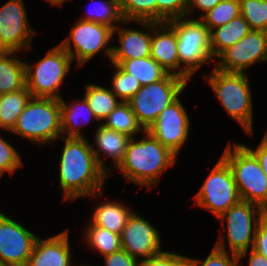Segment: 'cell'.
Instances as JSON below:
<instances>
[{
  "instance_id": "cell-1",
  "label": "cell",
  "mask_w": 267,
  "mask_h": 266,
  "mask_svg": "<svg viewBox=\"0 0 267 266\" xmlns=\"http://www.w3.org/2000/svg\"><path fill=\"white\" fill-rule=\"evenodd\" d=\"M64 140L59 161V184L64 200L100 196L109 176L98 164L90 142L84 137H61Z\"/></svg>"
},
{
  "instance_id": "cell-2",
  "label": "cell",
  "mask_w": 267,
  "mask_h": 266,
  "mask_svg": "<svg viewBox=\"0 0 267 266\" xmlns=\"http://www.w3.org/2000/svg\"><path fill=\"white\" fill-rule=\"evenodd\" d=\"M145 137L135 141L132 137L128 143L122 162L118 170L123 177L141 187L156 186L160 174L173 166L177 155L163 146L147 130Z\"/></svg>"
},
{
  "instance_id": "cell-3",
  "label": "cell",
  "mask_w": 267,
  "mask_h": 266,
  "mask_svg": "<svg viewBox=\"0 0 267 266\" xmlns=\"http://www.w3.org/2000/svg\"><path fill=\"white\" fill-rule=\"evenodd\" d=\"M247 73H228L214 68L205 79L221 105L246 133L253 134V104Z\"/></svg>"
},
{
  "instance_id": "cell-4",
  "label": "cell",
  "mask_w": 267,
  "mask_h": 266,
  "mask_svg": "<svg viewBox=\"0 0 267 266\" xmlns=\"http://www.w3.org/2000/svg\"><path fill=\"white\" fill-rule=\"evenodd\" d=\"M11 133L39 145L61 138L60 99L31 97Z\"/></svg>"
},
{
  "instance_id": "cell-5",
  "label": "cell",
  "mask_w": 267,
  "mask_h": 266,
  "mask_svg": "<svg viewBox=\"0 0 267 266\" xmlns=\"http://www.w3.org/2000/svg\"><path fill=\"white\" fill-rule=\"evenodd\" d=\"M231 168L241 200L267 205V176L256 157L243 145L228 143L221 156Z\"/></svg>"
},
{
  "instance_id": "cell-6",
  "label": "cell",
  "mask_w": 267,
  "mask_h": 266,
  "mask_svg": "<svg viewBox=\"0 0 267 266\" xmlns=\"http://www.w3.org/2000/svg\"><path fill=\"white\" fill-rule=\"evenodd\" d=\"M181 17L168 20L177 35L179 68L187 82L205 63L214 59L210 50V31L200 19Z\"/></svg>"
},
{
  "instance_id": "cell-7",
  "label": "cell",
  "mask_w": 267,
  "mask_h": 266,
  "mask_svg": "<svg viewBox=\"0 0 267 266\" xmlns=\"http://www.w3.org/2000/svg\"><path fill=\"white\" fill-rule=\"evenodd\" d=\"M186 85L185 79L168 74L164 79L142 86L135 93L128 103L144 131L182 94Z\"/></svg>"
},
{
  "instance_id": "cell-8",
  "label": "cell",
  "mask_w": 267,
  "mask_h": 266,
  "mask_svg": "<svg viewBox=\"0 0 267 266\" xmlns=\"http://www.w3.org/2000/svg\"><path fill=\"white\" fill-rule=\"evenodd\" d=\"M73 59L60 45L33 66L25 62L26 87L32 97L61 99L59 88Z\"/></svg>"
},
{
  "instance_id": "cell-9",
  "label": "cell",
  "mask_w": 267,
  "mask_h": 266,
  "mask_svg": "<svg viewBox=\"0 0 267 266\" xmlns=\"http://www.w3.org/2000/svg\"><path fill=\"white\" fill-rule=\"evenodd\" d=\"M241 200L228 163L220 160L211 170L202 187L195 195V206L209 210L218 218Z\"/></svg>"
},
{
  "instance_id": "cell-10",
  "label": "cell",
  "mask_w": 267,
  "mask_h": 266,
  "mask_svg": "<svg viewBox=\"0 0 267 266\" xmlns=\"http://www.w3.org/2000/svg\"><path fill=\"white\" fill-rule=\"evenodd\" d=\"M263 216L261 206L240 200L219 217L221 221L227 218L229 248L231 253L238 255L239 260L246 256L250 245V248L253 247L257 227Z\"/></svg>"
},
{
  "instance_id": "cell-11",
  "label": "cell",
  "mask_w": 267,
  "mask_h": 266,
  "mask_svg": "<svg viewBox=\"0 0 267 266\" xmlns=\"http://www.w3.org/2000/svg\"><path fill=\"white\" fill-rule=\"evenodd\" d=\"M112 36L111 27L78 20L71 29L70 36L59 45L69 53L73 60L76 59L79 68L102 49L111 60L112 46L109 47L108 43L113 38ZM71 41H73L75 50L72 49Z\"/></svg>"
},
{
  "instance_id": "cell-12",
  "label": "cell",
  "mask_w": 267,
  "mask_h": 266,
  "mask_svg": "<svg viewBox=\"0 0 267 266\" xmlns=\"http://www.w3.org/2000/svg\"><path fill=\"white\" fill-rule=\"evenodd\" d=\"M216 69L228 73H245L244 70L259 61H267V32L251 30L237 43L223 51Z\"/></svg>"
},
{
  "instance_id": "cell-13",
  "label": "cell",
  "mask_w": 267,
  "mask_h": 266,
  "mask_svg": "<svg viewBox=\"0 0 267 266\" xmlns=\"http://www.w3.org/2000/svg\"><path fill=\"white\" fill-rule=\"evenodd\" d=\"M23 0H9L0 7V51L16 52L29 49L35 34L29 26Z\"/></svg>"
},
{
  "instance_id": "cell-14",
  "label": "cell",
  "mask_w": 267,
  "mask_h": 266,
  "mask_svg": "<svg viewBox=\"0 0 267 266\" xmlns=\"http://www.w3.org/2000/svg\"><path fill=\"white\" fill-rule=\"evenodd\" d=\"M189 126L188 115L183 104L177 98L159 114L157 120L147 131L163 146L178 155L180 148L187 141Z\"/></svg>"
},
{
  "instance_id": "cell-15",
  "label": "cell",
  "mask_w": 267,
  "mask_h": 266,
  "mask_svg": "<svg viewBox=\"0 0 267 266\" xmlns=\"http://www.w3.org/2000/svg\"><path fill=\"white\" fill-rule=\"evenodd\" d=\"M38 237L0 212V262L26 266Z\"/></svg>"
},
{
  "instance_id": "cell-16",
  "label": "cell",
  "mask_w": 267,
  "mask_h": 266,
  "mask_svg": "<svg viewBox=\"0 0 267 266\" xmlns=\"http://www.w3.org/2000/svg\"><path fill=\"white\" fill-rule=\"evenodd\" d=\"M159 230H156L149 221L133 212L126 226L120 234L121 247L129 255L142 260L159 255L163 251L160 245Z\"/></svg>"
},
{
  "instance_id": "cell-17",
  "label": "cell",
  "mask_w": 267,
  "mask_h": 266,
  "mask_svg": "<svg viewBox=\"0 0 267 266\" xmlns=\"http://www.w3.org/2000/svg\"><path fill=\"white\" fill-rule=\"evenodd\" d=\"M151 30L150 57L161 65L169 74L183 78V69H179V56L177 51V35L168 22H137ZM154 34V35H153ZM173 72H170L172 71Z\"/></svg>"
},
{
  "instance_id": "cell-18",
  "label": "cell",
  "mask_w": 267,
  "mask_h": 266,
  "mask_svg": "<svg viewBox=\"0 0 267 266\" xmlns=\"http://www.w3.org/2000/svg\"><path fill=\"white\" fill-rule=\"evenodd\" d=\"M69 245L68 230L47 239L38 237L26 266H72Z\"/></svg>"
},
{
  "instance_id": "cell-19",
  "label": "cell",
  "mask_w": 267,
  "mask_h": 266,
  "mask_svg": "<svg viewBox=\"0 0 267 266\" xmlns=\"http://www.w3.org/2000/svg\"><path fill=\"white\" fill-rule=\"evenodd\" d=\"M98 129L96 130L94 140L97 146V150L92 147V151L96 157L99 166L109 175V169L107 165L102 161L103 159L99 156L101 154L107 155L112 158V164L116 167L122 162L128 143L131 139L125 133L117 132L104 125L98 123Z\"/></svg>"
},
{
  "instance_id": "cell-20",
  "label": "cell",
  "mask_w": 267,
  "mask_h": 266,
  "mask_svg": "<svg viewBox=\"0 0 267 266\" xmlns=\"http://www.w3.org/2000/svg\"><path fill=\"white\" fill-rule=\"evenodd\" d=\"M119 28L117 26L113 34L116 29L119 31L120 46L112 47L111 60H130L150 56L151 34L136 29Z\"/></svg>"
},
{
  "instance_id": "cell-21",
  "label": "cell",
  "mask_w": 267,
  "mask_h": 266,
  "mask_svg": "<svg viewBox=\"0 0 267 266\" xmlns=\"http://www.w3.org/2000/svg\"><path fill=\"white\" fill-rule=\"evenodd\" d=\"M251 31L249 24L240 15L228 23L210 31V50L212 57H218L223 51L237 43Z\"/></svg>"
},
{
  "instance_id": "cell-22",
  "label": "cell",
  "mask_w": 267,
  "mask_h": 266,
  "mask_svg": "<svg viewBox=\"0 0 267 266\" xmlns=\"http://www.w3.org/2000/svg\"><path fill=\"white\" fill-rule=\"evenodd\" d=\"M15 52L0 51V95L26 87L25 62Z\"/></svg>"
},
{
  "instance_id": "cell-23",
  "label": "cell",
  "mask_w": 267,
  "mask_h": 266,
  "mask_svg": "<svg viewBox=\"0 0 267 266\" xmlns=\"http://www.w3.org/2000/svg\"><path fill=\"white\" fill-rule=\"evenodd\" d=\"M132 213L122 202L108 201L95 208L91 222L120 235Z\"/></svg>"
},
{
  "instance_id": "cell-24",
  "label": "cell",
  "mask_w": 267,
  "mask_h": 266,
  "mask_svg": "<svg viewBox=\"0 0 267 266\" xmlns=\"http://www.w3.org/2000/svg\"><path fill=\"white\" fill-rule=\"evenodd\" d=\"M111 62L131 74L140 82L141 86L164 79L169 74L150 56L130 60H111Z\"/></svg>"
},
{
  "instance_id": "cell-25",
  "label": "cell",
  "mask_w": 267,
  "mask_h": 266,
  "mask_svg": "<svg viewBox=\"0 0 267 266\" xmlns=\"http://www.w3.org/2000/svg\"><path fill=\"white\" fill-rule=\"evenodd\" d=\"M81 117L85 119V124L90 122L92 118L96 119L85 98L81 101L77 100V102L75 100V102H71V105H68L63 98L60 99L61 130L62 133H67V136L64 135L63 137H84L80 132L81 128L78 121L82 120Z\"/></svg>"
},
{
  "instance_id": "cell-26",
  "label": "cell",
  "mask_w": 267,
  "mask_h": 266,
  "mask_svg": "<svg viewBox=\"0 0 267 266\" xmlns=\"http://www.w3.org/2000/svg\"><path fill=\"white\" fill-rule=\"evenodd\" d=\"M31 97L27 87L0 95V128L2 130L12 131Z\"/></svg>"
},
{
  "instance_id": "cell-27",
  "label": "cell",
  "mask_w": 267,
  "mask_h": 266,
  "mask_svg": "<svg viewBox=\"0 0 267 266\" xmlns=\"http://www.w3.org/2000/svg\"><path fill=\"white\" fill-rule=\"evenodd\" d=\"M85 100L93 111L96 120H104L117 107L121 100H117L111 88L107 89L100 85L86 84Z\"/></svg>"
},
{
  "instance_id": "cell-28",
  "label": "cell",
  "mask_w": 267,
  "mask_h": 266,
  "mask_svg": "<svg viewBox=\"0 0 267 266\" xmlns=\"http://www.w3.org/2000/svg\"><path fill=\"white\" fill-rule=\"evenodd\" d=\"M103 121L102 125L105 127L125 133L131 138L139 132H144L128 102L121 101Z\"/></svg>"
},
{
  "instance_id": "cell-29",
  "label": "cell",
  "mask_w": 267,
  "mask_h": 266,
  "mask_svg": "<svg viewBox=\"0 0 267 266\" xmlns=\"http://www.w3.org/2000/svg\"><path fill=\"white\" fill-rule=\"evenodd\" d=\"M157 2L161 0H119L125 22L157 23Z\"/></svg>"
},
{
  "instance_id": "cell-30",
  "label": "cell",
  "mask_w": 267,
  "mask_h": 266,
  "mask_svg": "<svg viewBox=\"0 0 267 266\" xmlns=\"http://www.w3.org/2000/svg\"><path fill=\"white\" fill-rule=\"evenodd\" d=\"M85 236L89 247H94L103 256L110 255L122 249L120 235L108 229L89 223Z\"/></svg>"
},
{
  "instance_id": "cell-31",
  "label": "cell",
  "mask_w": 267,
  "mask_h": 266,
  "mask_svg": "<svg viewBox=\"0 0 267 266\" xmlns=\"http://www.w3.org/2000/svg\"><path fill=\"white\" fill-rule=\"evenodd\" d=\"M241 15L239 0H221L214 8L200 17L209 31Z\"/></svg>"
},
{
  "instance_id": "cell-32",
  "label": "cell",
  "mask_w": 267,
  "mask_h": 266,
  "mask_svg": "<svg viewBox=\"0 0 267 266\" xmlns=\"http://www.w3.org/2000/svg\"><path fill=\"white\" fill-rule=\"evenodd\" d=\"M93 2L96 4L93 8L94 12L91 10V12L86 14L87 16H84V18L80 20L100 23L111 27L113 30L120 22L126 23L121 14L119 0H104L98 3L96 1Z\"/></svg>"
},
{
  "instance_id": "cell-33",
  "label": "cell",
  "mask_w": 267,
  "mask_h": 266,
  "mask_svg": "<svg viewBox=\"0 0 267 266\" xmlns=\"http://www.w3.org/2000/svg\"><path fill=\"white\" fill-rule=\"evenodd\" d=\"M241 16L251 30L267 32V0H239Z\"/></svg>"
},
{
  "instance_id": "cell-34",
  "label": "cell",
  "mask_w": 267,
  "mask_h": 266,
  "mask_svg": "<svg viewBox=\"0 0 267 266\" xmlns=\"http://www.w3.org/2000/svg\"><path fill=\"white\" fill-rule=\"evenodd\" d=\"M213 250L204 261L187 257L186 266H243L238 255L231 253L229 257L222 237H219ZM240 262V263H239Z\"/></svg>"
},
{
  "instance_id": "cell-35",
  "label": "cell",
  "mask_w": 267,
  "mask_h": 266,
  "mask_svg": "<svg viewBox=\"0 0 267 266\" xmlns=\"http://www.w3.org/2000/svg\"><path fill=\"white\" fill-rule=\"evenodd\" d=\"M113 65L116 72L112 79L111 91L122 102H128L142 86L131 74L123 71L117 64Z\"/></svg>"
},
{
  "instance_id": "cell-36",
  "label": "cell",
  "mask_w": 267,
  "mask_h": 266,
  "mask_svg": "<svg viewBox=\"0 0 267 266\" xmlns=\"http://www.w3.org/2000/svg\"><path fill=\"white\" fill-rule=\"evenodd\" d=\"M188 0H161L157 2V23L186 17Z\"/></svg>"
},
{
  "instance_id": "cell-37",
  "label": "cell",
  "mask_w": 267,
  "mask_h": 266,
  "mask_svg": "<svg viewBox=\"0 0 267 266\" xmlns=\"http://www.w3.org/2000/svg\"><path fill=\"white\" fill-rule=\"evenodd\" d=\"M22 166L18 151L7 140L0 137V177L4 172L13 174L16 169Z\"/></svg>"
},
{
  "instance_id": "cell-38",
  "label": "cell",
  "mask_w": 267,
  "mask_h": 266,
  "mask_svg": "<svg viewBox=\"0 0 267 266\" xmlns=\"http://www.w3.org/2000/svg\"><path fill=\"white\" fill-rule=\"evenodd\" d=\"M187 256L163 251L159 255L141 260L138 266H186Z\"/></svg>"
},
{
  "instance_id": "cell-39",
  "label": "cell",
  "mask_w": 267,
  "mask_h": 266,
  "mask_svg": "<svg viewBox=\"0 0 267 266\" xmlns=\"http://www.w3.org/2000/svg\"><path fill=\"white\" fill-rule=\"evenodd\" d=\"M104 261L105 266H138L140 262L123 249L105 256Z\"/></svg>"
},
{
  "instance_id": "cell-40",
  "label": "cell",
  "mask_w": 267,
  "mask_h": 266,
  "mask_svg": "<svg viewBox=\"0 0 267 266\" xmlns=\"http://www.w3.org/2000/svg\"><path fill=\"white\" fill-rule=\"evenodd\" d=\"M252 249L267 257V218L265 216L258 224Z\"/></svg>"
},
{
  "instance_id": "cell-41",
  "label": "cell",
  "mask_w": 267,
  "mask_h": 266,
  "mask_svg": "<svg viewBox=\"0 0 267 266\" xmlns=\"http://www.w3.org/2000/svg\"><path fill=\"white\" fill-rule=\"evenodd\" d=\"M244 146L256 157L264 174L267 176V132L255 151L246 145Z\"/></svg>"
},
{
  "instance_id": "cell-42",
  "label": "cell",
  "mask_w": 267,
  "mask_h": 266,
  "mask_svg": "<svg viewBox=\"0 0 267 266\" xmlns=\"http://www.w3.org/2000/svg\"><path fill=\"white\" fill-rule=\"evenodd\" d=\"M221 0H188L186 16L192 14L194 8L201 9L204 14L214 8Z\"/></svg>"
},
{
  "instance_id": "cell-43",
  "label": "cell",
  "mask_w": 267,
  "mask_h": 266,
  "mask_svg": "<svg viewBox=\"0 0 267 266\" xmlns=\"http://www.w3.org/2000/svg\"><path fill=\"white\" fill-rule=\"evenodd\" d=\"M248 266H267V257L251 248Z\"/></svg>"
},
{
  "instance_id": "cell-44",
  "label": "cell",
  "mask_w": 267,
  "mask_h": 266,
  "mask_svg": "<svg viewBox=\"0 0 267 266\" xmlns=\"http://www.w3.org/2000/svg\"><path fill=\"white\" fill-rule=\"evenodd\" d=\"M46 1L50 2L51 5L52 4L53 5H62L64 3V1H66V0H46Z\"/></svg>"
},
{
  "instance_id": "cell-45",
  "label": "cell",
  "mask_w": 267,
  "mask_h": 266,
  "mask_svg": "<svg viewBox=\"0 0 267 266\" xmlns=\"http://www.w3.org/2000/svg\"><path fill=\"white\" fill-rule=\"evenodd\" d=\"M0 266H16V265L8 264L5 262H0Z\"/></svg>"
},
{
  "instance_id": "cell-46",
  "label": "cell",
  "mask_w": 267,
  "mask_h": 266,
  "mask_svg": "<svg viewBox=\"0 0 267 266\" xmlns=\"http://www.w3.org/2000/svg\"><path fill=\"white\" fill-rule=\"evenodd\" d=\"M264 216L267 218V205L263 208Z\"/></svg>"
}]
</instances>
